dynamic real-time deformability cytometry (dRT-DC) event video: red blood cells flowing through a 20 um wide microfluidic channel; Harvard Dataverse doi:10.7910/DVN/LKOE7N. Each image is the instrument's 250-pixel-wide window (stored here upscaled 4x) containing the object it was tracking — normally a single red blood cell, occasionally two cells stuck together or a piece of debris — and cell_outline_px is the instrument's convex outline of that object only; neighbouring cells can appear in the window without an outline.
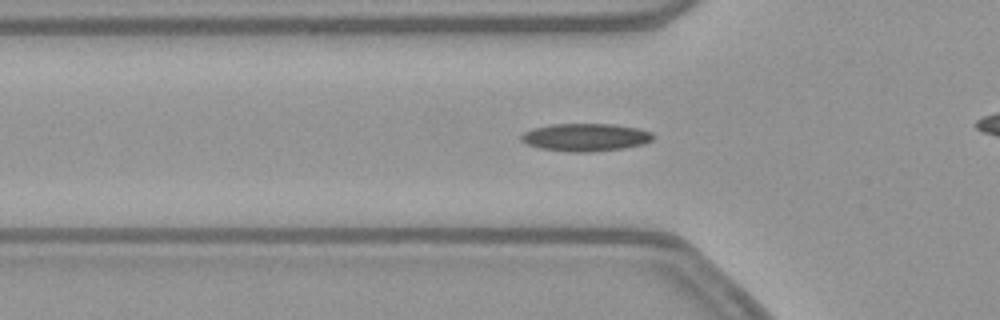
{"species": "common noctule bat (a hibernating species)", "species_latin": "Nyctalus noctula", "temperature_condition": "warm", "stored_images_in_passage": 29, "camera_frame_rate_fps": 3000, "um_per_image_px": 0.085, "animal": {"sex": "female", "body_mass_g": 21.9}, "frame": {"image": 1, "passage_image": 4, "time_ms": 1.0, "image_size_px": [1000, 320], "cell_outline_px": [[656, 136], [652, 140], [644, 144], [624, 148], [592, 152], [568, 152], [540, 148], [528, 144], [520, 140], [520, 136], [524, 132], [532, 128], [552, 124], [612, 124], [636, 128], [652, 132]], "centroid_in_image_um": [49.78, 11.67], "position_along_channel_um": 76.0, "area_um2": 21.44}}
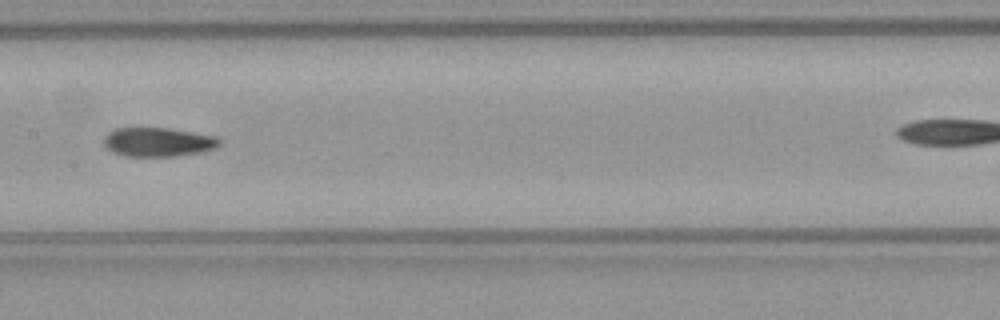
{"frame": {"image": 2, "passage_image": 13, "time_ms": 4.0, "image_size_px": [1000, 320], "cell_outline_px": [[220, 144], [216, 148], [200, 152], [176, 156], [124, 156], [112, 152], [104, 144], [104, 136], [108, 132], [116, 128], [168, 128], [216, 136], [220, 140]], "centroid_in_image_um": [13.43, 12.07], "position_along_channel_um": 194.0, "area_um2": 19.54}}
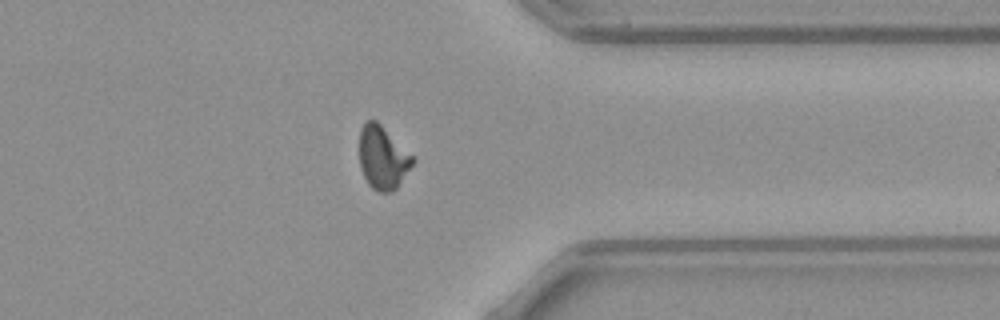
{"frame": {"image": 3, "passage_image": 28, "time_ms": 9.0, "image_size_px": [1000, 320], "cell_outline_px": [[416, 160], [396, 188], [392, 192], [380, 192], [372, 188], [368, 184], [360, 168], [360, 128], [368, 120], [376, 120]], "centroid_in_image_um": [32.51, 13.42], "position_along_channel_um": 378.9, "area_um2": 19.25}}